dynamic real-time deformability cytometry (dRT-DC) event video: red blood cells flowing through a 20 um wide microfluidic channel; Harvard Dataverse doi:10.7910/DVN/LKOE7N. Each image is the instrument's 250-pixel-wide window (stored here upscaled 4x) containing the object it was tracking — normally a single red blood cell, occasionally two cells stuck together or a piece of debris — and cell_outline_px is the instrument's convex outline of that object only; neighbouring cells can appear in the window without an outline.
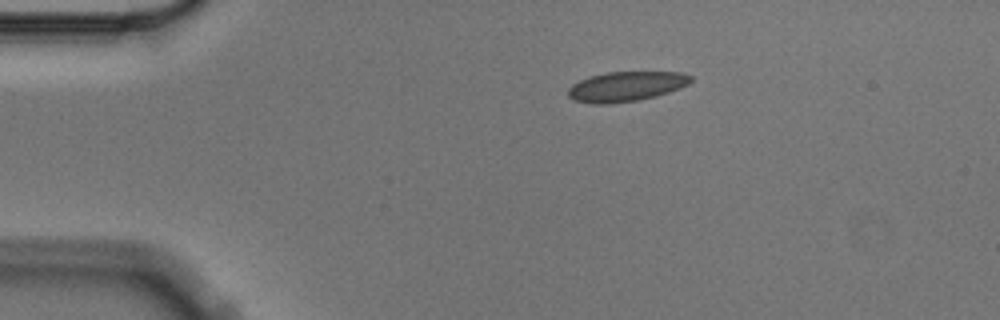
{"species": "Egyptian fruit bat (a non-hibernating species)", "species_latin": "Rousettus aegyptiacus", "temperature_condition": "cold", "stored_images_in_passage": 6, "camera_frame_rate_fps": 3000, "um_per_image_px": 0.085, "animal": {"sex": "male"}, "frame": {"image": 1, "passage_image": 1, "time_ms": 0.0, "image_size_px": [1000, 320], "cell_outline_px": [[692, 80], [688, 84], [680, 88], [656, 96], [636, 100], [612, 104], [592, 104], [572, 100], [568, 96], [568, 88], [572, 84], [580, 80], [604, 72], [680, 72], [692, 76]], "centroid_in_image_um": [53.19, 7.35], "position_along_channel_um": 31.8, "area_um2": 21.39}}
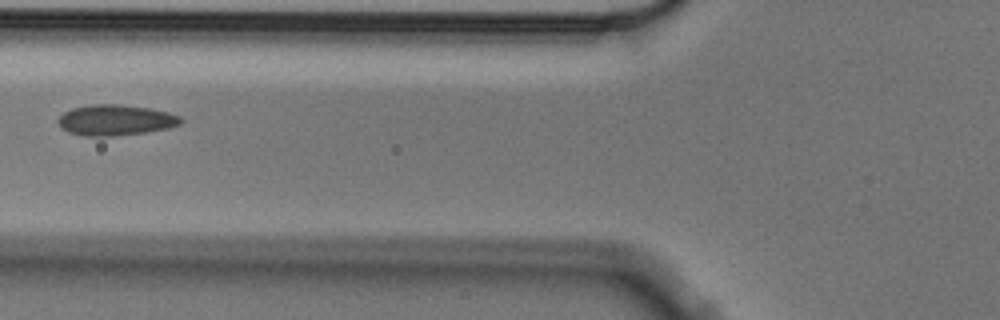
{"frame": {"image": 2, "passage_image": 4, "time_ms": 1.0, "image_size_px": [1000, 320], "cell_outline_px": [[184, 120], [180, 124], [168, 128], [144, 132], [112, 136], [84, 136], [68, 132], [60, 128], [56, 120], [64, 112], [72, 108], [92, 104], [120, 104], [148, 108], [168, 112], [180, 116]], "centroid_in_image_um": [9.79, 10.2], "position_along_channel_um": 116.0, "area_um2": 22.02}}
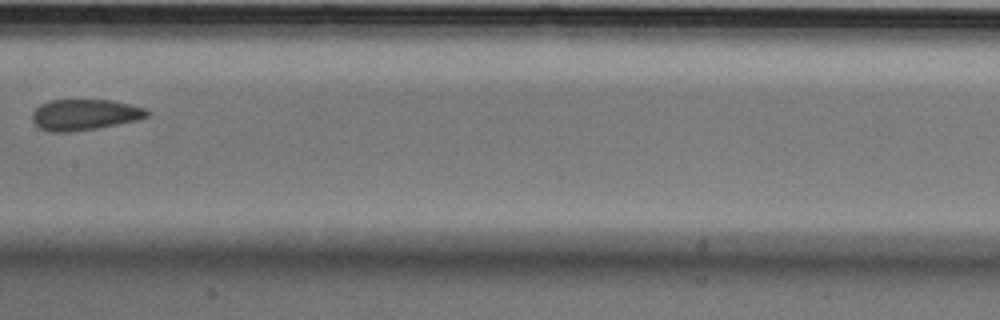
{"frame": {"image": 3, "passage_image": 6, "time_ms": 1.667, "image_size_px": [1000, 320], "cell_outline_px": [[148, 116], [136, 120], [96, 128], [72, 132], [52, 132], [40, 128], [32, 120], [32, 112], [40, 104], [52, 100], [112, 100], [144, 108], [148, 112]], "centroid_in_image_um": [7.15, 9.75], "position_along_channel_um": 200.3, "area_um2": 20.46}}